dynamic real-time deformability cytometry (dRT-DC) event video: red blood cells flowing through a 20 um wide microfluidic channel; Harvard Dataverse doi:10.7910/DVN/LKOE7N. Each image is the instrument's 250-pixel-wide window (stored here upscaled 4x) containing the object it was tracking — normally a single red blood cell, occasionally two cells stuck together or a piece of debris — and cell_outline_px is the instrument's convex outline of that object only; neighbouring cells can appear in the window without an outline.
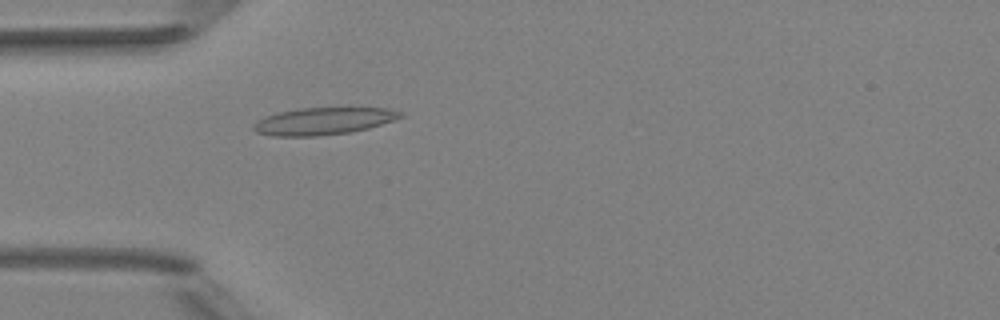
{"species": "Egyptian fruit bat (a non-hibernating species)", "species_latin": "Rousettus aegyptiacus", "temperature_condition": "room temperature", "stored_images_in_passage": 5, "camera_frame_rate_fps": 3000, "um_per_image_px": 0.085, "animal": {"sex": "female"}, "frame": {"image": 1, "passage_image": 5, "time_ms": 4.667, "image_size_px": [1000, 320], "cell_outline_px": [[404, 116], [368, 128], [352, 132], [316, 136], [272, 136], [256, 132], [252, 128], [252, 124], [256, 120], [264, 116], [280, 112], [300, 108], [388, 108], [404, 112]], "centroid_in_image_um": [27.45, 10.29], "position_along_channel_um": 57.5, "area_um2": 23.29}}